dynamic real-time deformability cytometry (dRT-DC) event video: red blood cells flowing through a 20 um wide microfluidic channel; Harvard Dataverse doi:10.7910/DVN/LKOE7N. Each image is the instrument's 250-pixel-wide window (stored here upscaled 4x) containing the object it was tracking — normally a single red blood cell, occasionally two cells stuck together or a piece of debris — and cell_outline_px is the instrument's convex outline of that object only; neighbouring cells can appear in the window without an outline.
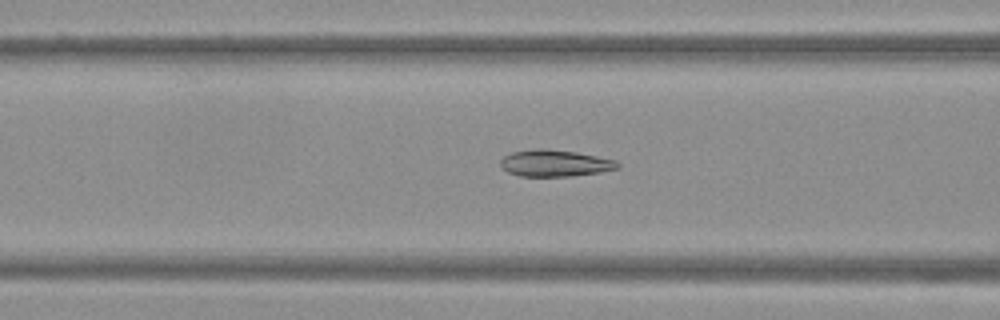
{"species": "Egyptian fruit bat (a non-hibernating species)", "species_latin": "Rousettus aegyptiacus", "temperature_condition": "warm", "stored_images_in_passage": 51, "camera_frame_rate_fps": 3000, "um_per_image_px": 0.085, "frame": {"image": 1, "passage_image": 17, "time_ms": 5.333, "image_size_px": [1000, 320], "cell_outline_px": [[620, 168], [600, 172], [572, 176], [520, 176], [508, 172], [500, 168], [500, 160], [504, 156], [512, 152], [536, 148], [544, 148], [576, 152], [616, 160], [620, 164]], "centroid_in_image_um": [47.15, 13.87], "position_along_channel_um": 119.4, "area_um2": 18.32}}
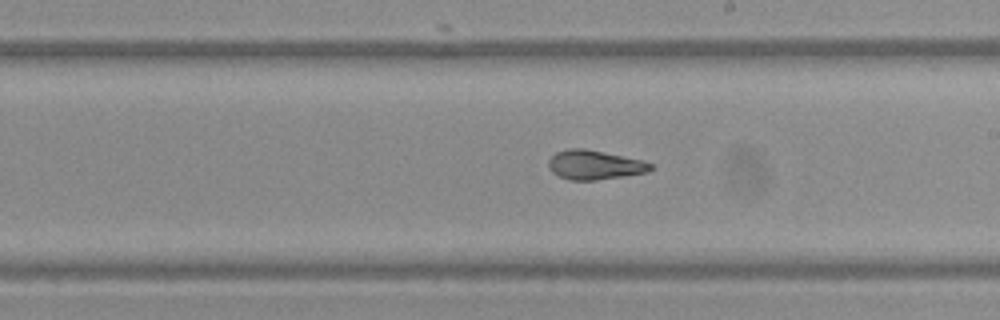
{"frame": {"image": 2, "passage_image": 27, "time_ms": 8.667, "image_size_px": [1000, 320], "cell_outline_px": [[656, 168], [648, 172], [624, 176], [596, 180], [568, 180], [552, 172], [548, 168], [548, 160], [556, 152], [568, 148], [584, 148], [644, 160], [652, 164]], "centroid_in_image_um": [50.56, 14.01], "position_along_channel_um": 238.4, "area_um2": 17.63}}
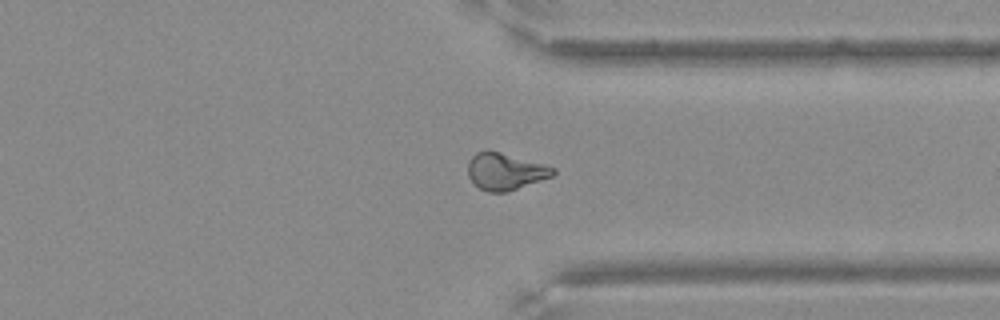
{"frame": {"image": 3, "passage_image": 38, "time_ms": 12.333, "image_size_px": [1000, 320], "cell_outline_px": [[556, 172], [552, 176], [508, 192], [488, 192], [480, 188], [468, 176], [468, 160], [476, 152], [500, 152], [544, 164], [556, 168]], "centroid_in_image_um": [42.96, 14.59], "position_along_channel_um": 368.4, "area_um2": 18.03}}